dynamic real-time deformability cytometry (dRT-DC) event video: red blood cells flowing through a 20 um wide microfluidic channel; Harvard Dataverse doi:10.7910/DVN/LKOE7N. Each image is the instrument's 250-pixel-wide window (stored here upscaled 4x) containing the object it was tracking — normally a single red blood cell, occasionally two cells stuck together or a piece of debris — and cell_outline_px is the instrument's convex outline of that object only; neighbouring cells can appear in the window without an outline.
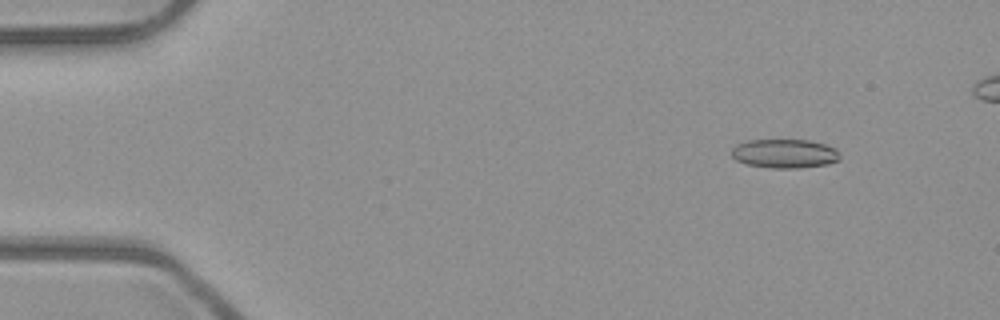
{"species": "common noctule bat (a hibernating species)", "species_latin": "Nyctalus noctula", "temperature_condition": "room temperature", "stored_images_in_passage": 48, "camera_frame_rate_fps": 3000, "um_per_image_px": 0.085, "animal": {"sex": "male", "body_mass_g": 23.1, "forearm_length_mm": 52.7}, "frame": {"image": 1, "passage_image": 5, "time_ms": 1.333, "image_size_px": [1000, 320], "cell_outline_px": [[840, 160], [828, 164], [800, 168], [772, 168], [748, 164], [736, 160], [732, 156], [732, 148], [736, 144], [748, 140], [808, 140], [824, 144], [836, 148], [840, 152]], "centroid_in_image_um": [66.72, 13.05], "position_along_channel_um": 18.3, "area_um2": 18.38}}
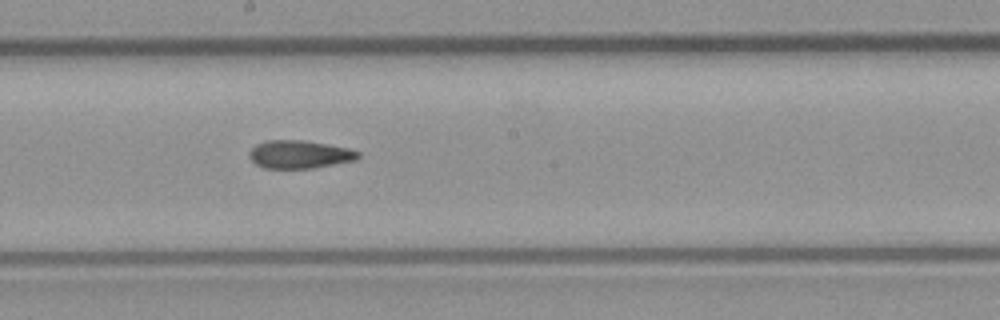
{"frame": {"image": 2, "passage_image": 28, "time_ms": 9.0, "image_size_px": [1000, 320], "cell_outline_px": [[360, 156], [356, 160], [312, 168], [264, 168], [256, 164], [248, 156], [248, 152], [256, 144], [268, 140], [304, 140], [328, 144], [348, 148], [360, 152]], "centroid_in_image_um": [25.45, 13.12], "position_along_channel_um": 222.7, "area_um2": 17.8}}
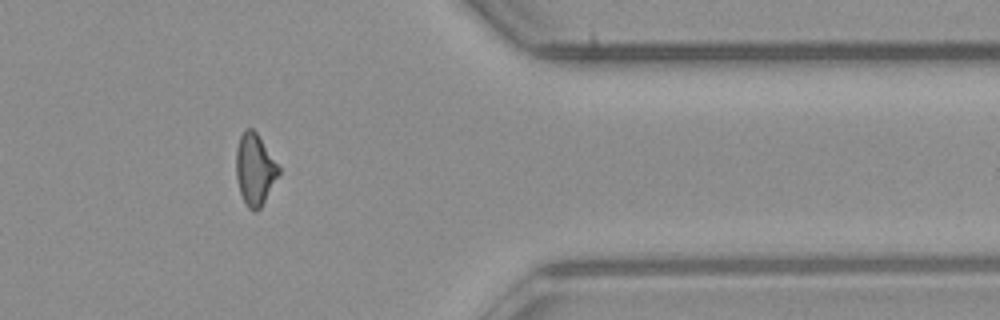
{"frame": {"image": 3, "passage_image": 42, "time_ms": 13.667, "image_size_px": [1000, 320], "cell_outline_px": [[280, 172], [260, 208], [256, 212], [252, 212], [244, 204], [240, 192], [236, 176], [236, 148], [240, 136], [244, 128], [252, 128], [256, 132], [280, 168]], "centroid_in_image_um": [21.63, 14.41], "position_along_channel_um": 389.8, "area_um2": 17.63}}